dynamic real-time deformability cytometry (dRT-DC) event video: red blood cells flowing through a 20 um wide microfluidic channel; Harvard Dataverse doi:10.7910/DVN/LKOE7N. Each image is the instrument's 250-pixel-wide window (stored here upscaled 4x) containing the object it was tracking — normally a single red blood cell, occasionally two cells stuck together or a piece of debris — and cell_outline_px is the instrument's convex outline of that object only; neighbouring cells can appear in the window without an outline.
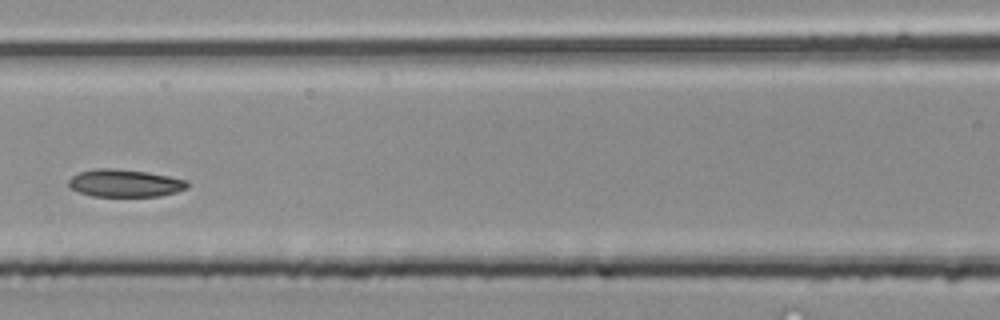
{"species": "common noctule bat (a hibernating species)", "species_latin": "Nyctalus noctula", "temperature_condition": "room temperature", "stored_images_in_passage": 23, "camera_frame_rate_fps": 3000, "um_per_image_px": 0.085, "animal": {"sex": "male", "body_mass_g": 20.4}, "frame": {"image": 1, "passage_image": 14, "time_ms": 4.333, "image_size_px": [1000, 320], "cell_outline_px": [[188, 188], [176, 192], [160, 196], [92, 196], [80, 192], [72, 188], [68, 184], [68, 180], [72, 176], [80, 172], [96, 168], [112, 168], [148, 172], [188, 180]], "centroid_in_image_um": [10.63, 15.56], "position_along_channel_um": 156.0, "area_um2": 19.02}}